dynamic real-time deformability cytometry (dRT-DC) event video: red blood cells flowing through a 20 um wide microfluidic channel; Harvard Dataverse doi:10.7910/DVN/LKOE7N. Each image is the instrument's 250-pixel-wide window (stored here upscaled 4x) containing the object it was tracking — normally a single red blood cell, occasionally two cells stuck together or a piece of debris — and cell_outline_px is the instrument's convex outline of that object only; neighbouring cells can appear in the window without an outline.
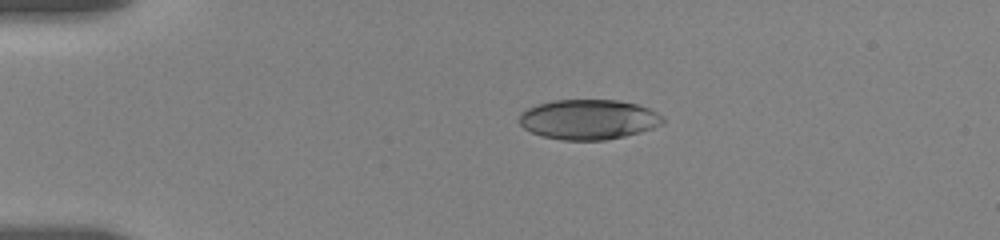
{"species": "human", "species_latin": "Homo sapiens", "temperature_condition": "room temperature", "stored_images_in_passage": 28, "camera_frame_rate_fps": 3000, "um_per_image_px": 0.085, "donor": {"sex": "female"}, "frame": {"image": 1, "passage_image": 1, "time_ms": 0.0, "image_size_px": [1000, 240], "cell_outline_px": [[664, 124], [640, 132], [624, 136], [604, 140], [564, 140], [540, 136], [524, 128], [520, 124], [520, 112], [536, 104], [552, 100], [616, 100], [636, 104], [648, 108], [664, 116]], "centroid_in_image_um": [50.02, 10.15], "position_along_channel_um": 35.0, "area_um2": 33.52}}
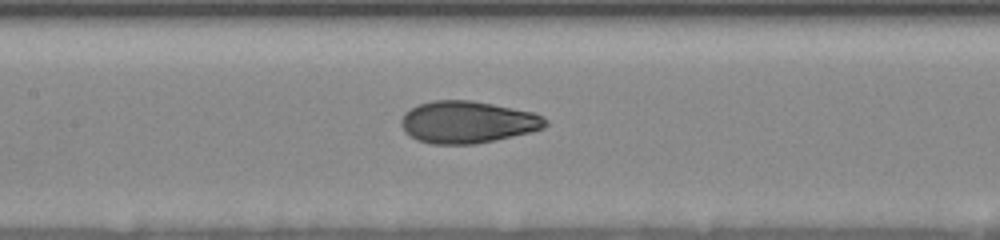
{"frame": {"image": 2, "passage_image": 16, "time_ms": 5.0, "image_size_px": [1000, 240], "cell_outline_px": [[548, 124], [544, 128], [532, 132], [496, 140], [476, 144], [432, 144], [416, 140], [408, 136], [404, 132], [400, 124], [400, 120], [404, 112], [420, 104], [432, 100], [472, 100], [532, 112], [548, 120]], "centroid_in_image_um": [39.71, 10.39], "position_along_channel_um": 167.7, "area_um2": 35.6}}
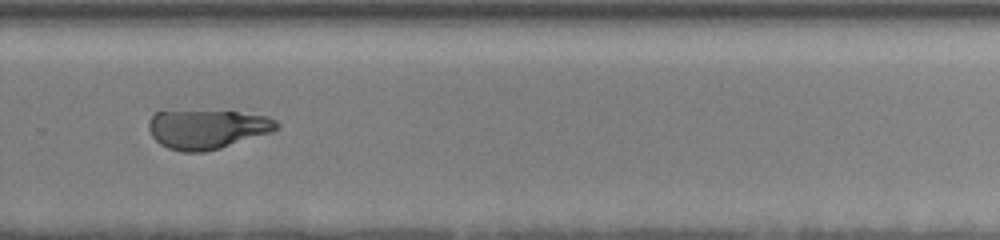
{"frame": {"image": 3, "passage_image": 28, "time_ms": 9.0, "image_size_px": [1000, 240], "cell_outline_px": [[280, 128], [272, 132], [220, 148], [204, 152], [180, 152], [168, 148], [160, 144], [152, 136], [148, 128], [148, 120], [156, 112], [236, 112], [268, 116], [276, 120], [280, 124]], "centroid_in_image_um": [17.63, 11.0], "position_along_channel_um": 312.2, "area_um2": 29.02}}